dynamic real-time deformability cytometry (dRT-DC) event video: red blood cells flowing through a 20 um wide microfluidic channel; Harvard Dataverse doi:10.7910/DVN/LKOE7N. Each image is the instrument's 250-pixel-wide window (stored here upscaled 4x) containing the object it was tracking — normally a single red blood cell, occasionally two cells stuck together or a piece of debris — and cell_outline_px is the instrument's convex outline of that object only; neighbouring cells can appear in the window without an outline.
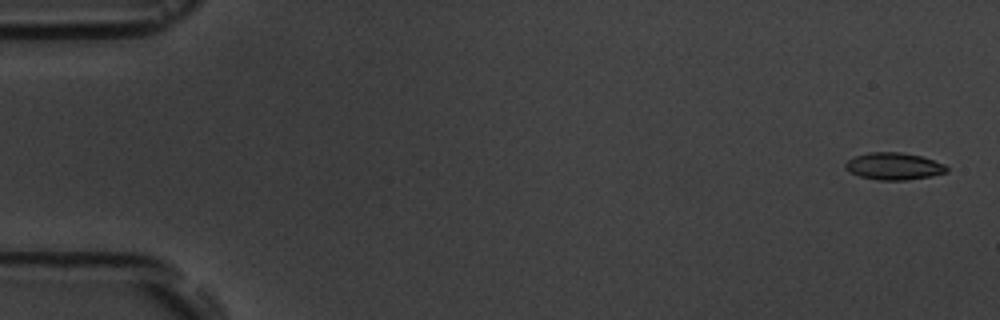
{"species": "common noctule bat (a hibernating species)", "species_latin": "Nyctalus noctula", "temperature_condition": "room temperature", "stored_images_in_passage": 9, "camera_frame_rate_fps": 3000, "um_per_image_px": 0.085, "animal": {"sex": "male", "body_mass_g": 19.5, "forearm_length_mm": 54.6}, "frame": {"image": 1, "passage_image": 1, "time_ms": 0.0, "image_size_px": [1000, 320], "cell_outline_px": [[948, 172], [932, 176], [908, 180], [876, 180], [860, 176], [844, 168], [844, 164], [848, 160], [856, 156], [868, 152], [900, 152], [920, 156], [944, 164], [948, 168]], "centroid_in_image_um": [75.98, 14.13], "position_along_channel_um": 9.0, "area_um2": 15.95}}
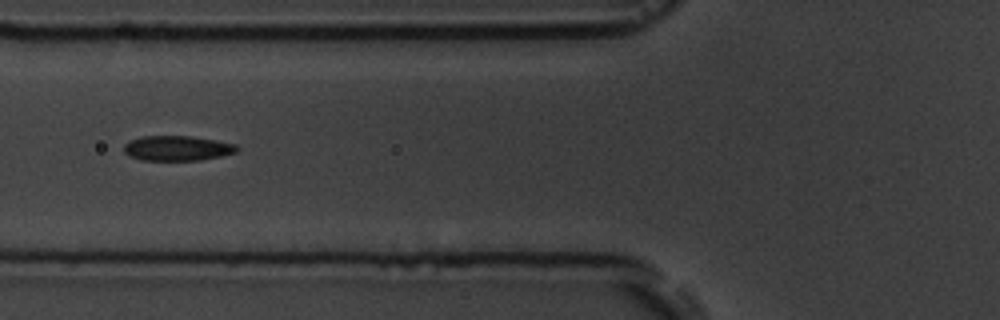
{"frame": {"image": 2, "passage_image": 7, "time_ms": 6.667, "image_size_px": [1000, 320], "cell_outline_px": [[240, 148], [236, 152], [220, 156], [200, 160], [140, 160], [128, 156], [124, 152], [124, 144], [132, 140], [144, 136], [192, 136], [216, 140], [236, 144]], "centroid_in_image_um": [15.07, 12.6], "position_along_channel_um": 110.7, "area_um2": 16.47}}
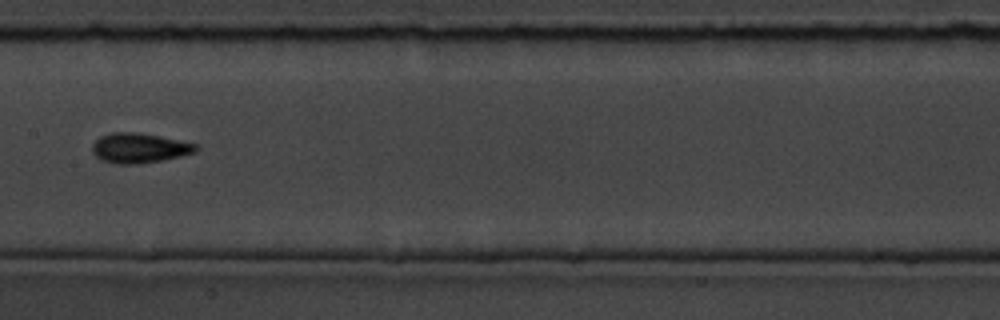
{"frame": {"image": 3, "passage_image": 9, "time_ms": 9.0, "image_size_px": [1000, 320], "cell_outline_px": [[200, 148], [196, 152], [180, 156], [160, 160], [136, 164], [120, 164], [104, 160], [96, 156], [92, 152], [92, 144], [100, 136], [112, 132], [136, 132], [160, 136], [196, 144]], "centroid_in_image_um": [11.84, 12.57], "position_along_channel_um": 195.6, "area_um2": 17.86}}